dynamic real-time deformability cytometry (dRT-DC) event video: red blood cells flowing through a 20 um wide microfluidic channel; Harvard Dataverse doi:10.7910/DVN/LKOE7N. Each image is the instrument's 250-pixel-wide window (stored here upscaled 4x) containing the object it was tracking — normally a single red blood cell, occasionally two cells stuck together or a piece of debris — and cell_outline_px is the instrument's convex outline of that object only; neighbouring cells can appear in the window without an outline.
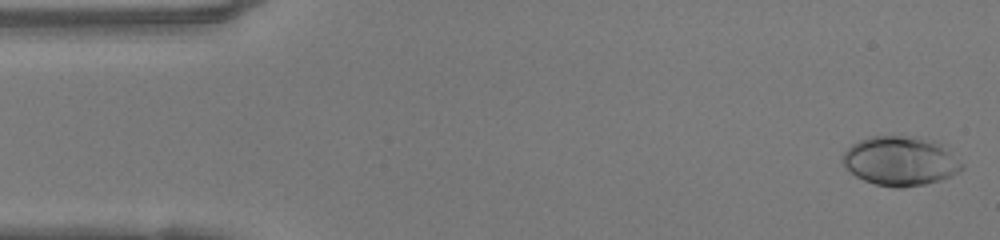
{"species": "human", "species_latin": "Homo sapiens", "temperature_condition": "warm", "stored_images_in_passage": 48, "camera_frame_rate_fps": 3000, "um_per_image_px": 0.085, "donor": {"sex": "female"}, "frame": {"image": 1, "passage_image": 1, "time_ms": 0.0, "image_size_px": [1000, 240], "cell_outline_px": [[964, 168], [960, 172], [940, 180], [924, 184], [900, 188], [896, 188], [876, 184], [864, 180], [856, 176], [844, 164], [844, 152], [852, 144], [860, 140], [872, 136], [916, 136], [932, 140], [940, 144], [964, 164]], "centroid_in_image_um": [76.56, 13.68], "position_along_channel_um": 8.4, "area_um2": 33.93}}
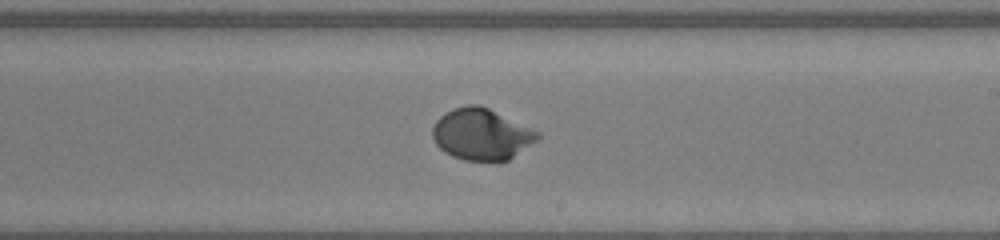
{"frame": {"image": 2, "passage_image": 27, "time_ms": 8.667, "image_size_px": [1000, 240], "cell_outline_px": [[540, 136], [536, 140], [508, 160], [464, 160], [452, 156], [444, 152], [436, 144], [432, 136], [432, 128], [436, 120], [440, 116], [456, 108], [468, 104], [480, 104], [532, 128], [540, 132]], "centroid_in_image_um": [40.9, 11.4], "position_along_channel_um": 248.1, "area_um2": 31.15}}
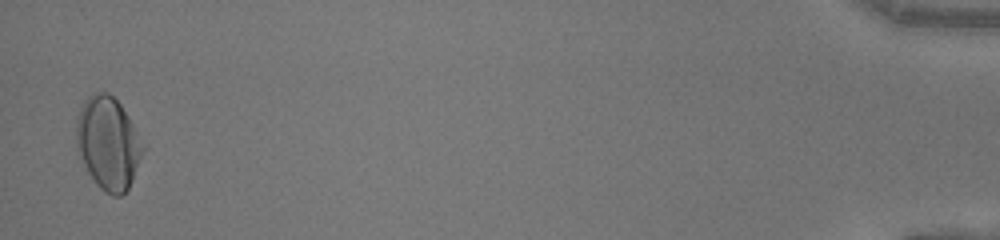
{"frame": {"image": 3, "passage_image": 47, "time_ms": 15.333, "image_size_px": [1000, 240], "cell_outline_px": [[144, 152], [128, 188], [120, 196], [112, 196], [104, 192], [96, 184], [88, 172], [76, 148], [76, 120], [80, 108], [84, 100], [92, 92], [108, 92], [120, 104], [132, 124], [144, 148]], "centroid_in_image_um": [9.15, 12.17], "position_along_channel_um": 426.0, "area_um2": 35.66}, "authors_computed_cell_mechanics": {"area_um2": 31.0386, "velocity_mm_per_s": 4.1696, "shape_relaxation_time_tau1_ms": 3.1802, "shape_relaxation_time_tau2_ms": null, "deformation_change_tau1": 0.1824, "deformation_change_tau2": null}}